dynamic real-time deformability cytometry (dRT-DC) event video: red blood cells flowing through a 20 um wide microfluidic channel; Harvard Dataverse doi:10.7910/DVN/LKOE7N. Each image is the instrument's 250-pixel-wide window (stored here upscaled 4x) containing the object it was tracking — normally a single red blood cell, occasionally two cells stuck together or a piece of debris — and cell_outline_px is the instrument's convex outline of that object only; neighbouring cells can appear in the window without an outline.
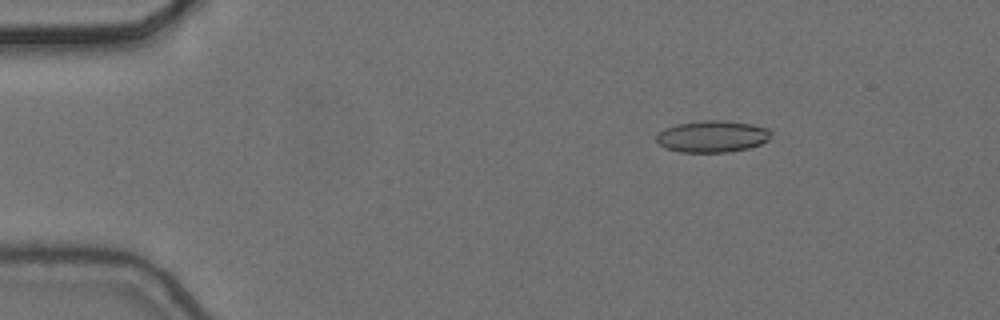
{"species": "common noctule bat (a hibernating species)", "species_latin": "Nyctalus noctula", "temperature_condition": "cold", "stored_images_in_passage": 5, "camera_frame_rate_fps": 3000, "um_per_image_px": 0.085, "animal": {"sex": "female", "body_mass_g": 24.6, "forearm_length_mm": 56.2}, "frame": {"image": 1, "passage_image": 3, "time_ms": 0.667, "image_size_px": [1000, 320], "cell_outline_px": [[772, 136], [768, 140], [760, 144], [748, 148], [728, 152], [680, 152], [664, 148], [656, 144], [656, 132], [664, 128], [676, 124], [700, 120], [720, 120], [752, 124], [768, 128], [772, 132]], "centroid_in_image_um": [60.5, 11.59], "position_along_channel_um": 24.5, "area_um2": 21.56}}